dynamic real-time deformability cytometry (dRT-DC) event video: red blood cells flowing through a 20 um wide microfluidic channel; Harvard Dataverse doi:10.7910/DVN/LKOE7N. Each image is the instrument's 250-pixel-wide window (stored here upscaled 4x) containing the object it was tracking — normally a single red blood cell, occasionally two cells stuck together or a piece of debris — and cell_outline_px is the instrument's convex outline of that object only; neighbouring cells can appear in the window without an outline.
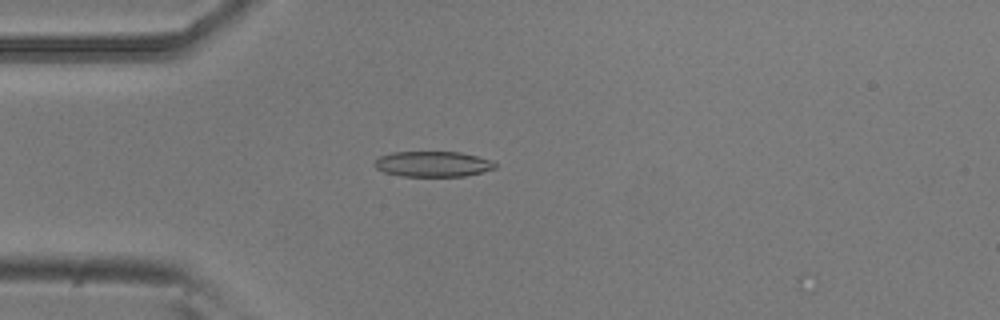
{"species": "common noctule bat (a hibernating species)", "species_latin": "Nyctalus noctula", "temperature_condition": "room temperature", "stored_images_in_passage": 47, "camera_frame_rate_fps": 3000, "um_per_image_px": 0.085, "animal": {"sex": "male", "body_mass_g": 20.5, "forearm_length_mm": 52.5}, "frame": {"image": 1, "passage_image": 11, "time_ms": 3.333, "image_size_px": [1000, 320], "cell_outline_px": [[496, 168], [464, 176], [400, 176], [384, 172], [376, 168], [372, 164], [380, 156], [392, 152], [460, 152], [492, 160], [496, 164]], "centroid_in_image_um": [36.77, 13.94], "position_along_channel_um": 48.2, "area_um2": 17.86}}
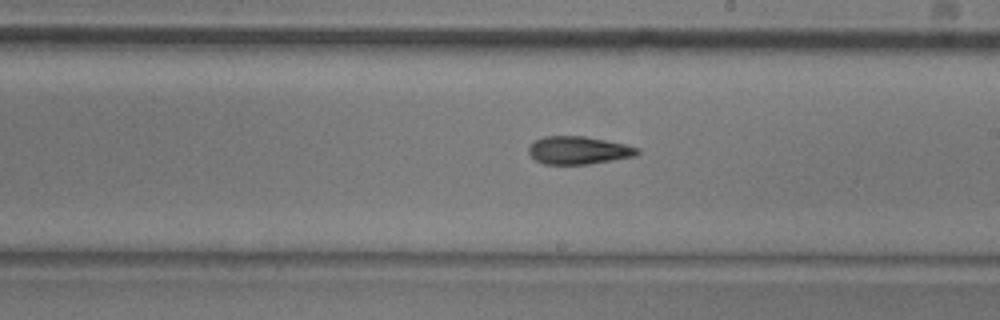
{"frame": {"image": 2, "passage_image": 27, "time_ms": 8.667, "image_size_px": [1000, 320], "cell_outline_px": [[640, 152], [636, 156], [588, 164], [544, 164], [536, 160], [528, 152], [528, 144], [544, 136], [584, 136], [624, 144], [640, 148]], "centroid_in_image_um": [49.16, 12.77], "position_along_channel_um": 239.8, "area_um2": 17.63}}
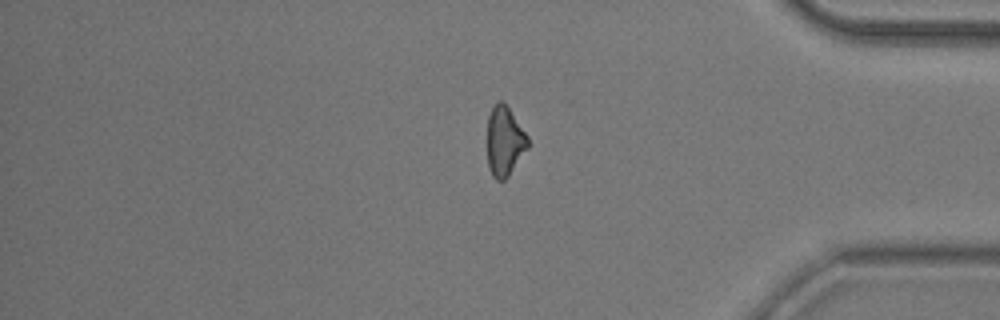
{"frame": {"image": 3, "passage_image": 41, "time_ms": 13.333, "image_size_px": [1000, 320], "cell_outline_px": [[528, 148], [508, 176], [504, 180], [496, 180], [492, 176], [488, 168], [488, 116], [496, 100], [500, 100], [508, 108], [528, 136]], "centroid_in_image_um": [42.88, 12.02], "position_along_channel_um": 392.3, "area_um2": 16.3}}